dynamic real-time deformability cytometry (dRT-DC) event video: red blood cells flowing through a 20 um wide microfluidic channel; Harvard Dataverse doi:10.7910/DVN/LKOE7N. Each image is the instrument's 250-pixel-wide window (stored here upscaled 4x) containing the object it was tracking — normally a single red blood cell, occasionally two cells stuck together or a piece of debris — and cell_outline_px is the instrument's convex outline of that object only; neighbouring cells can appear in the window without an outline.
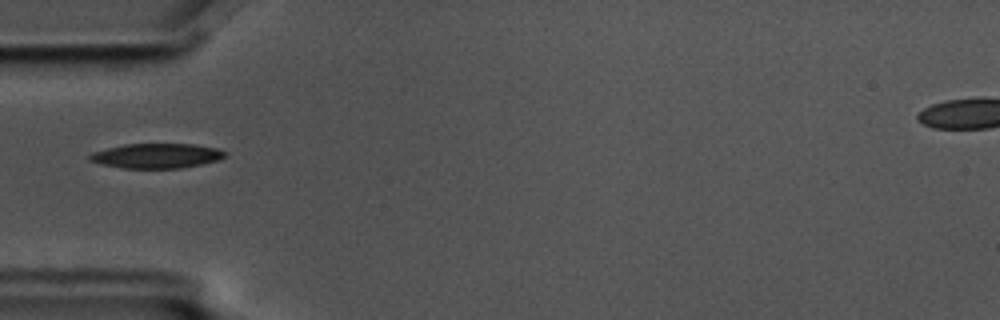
{"species": "common noctule bat (a hibernating species)", "species_latin": "Nyctalus noctula", "temperature_condition": "cold", "stored_images_in_passage": 1, "camera_frame_rate_fps": 3000, "um_per_image_px": 0.085, "animal": {"sex": "male", "body_mass_g": 17.5, "forearm_length_mm": 52.3}, "frame": {"image": 1, "passage_image": 1, "time_ms": 0.0, "image_size_px": [1000, 320], "cell_outline_px": [[228, 156], [220, 160], [180, 168], [124, 168], [100, 164], [88, 160], [88, 156], [92, 152], [124, 144], [196, 144], [216, 148], [228, 152]], "centroid_in_image_um": [13.34, 13.24], "position_along_channel_um": 71.7, "area_um2": 19.65}}